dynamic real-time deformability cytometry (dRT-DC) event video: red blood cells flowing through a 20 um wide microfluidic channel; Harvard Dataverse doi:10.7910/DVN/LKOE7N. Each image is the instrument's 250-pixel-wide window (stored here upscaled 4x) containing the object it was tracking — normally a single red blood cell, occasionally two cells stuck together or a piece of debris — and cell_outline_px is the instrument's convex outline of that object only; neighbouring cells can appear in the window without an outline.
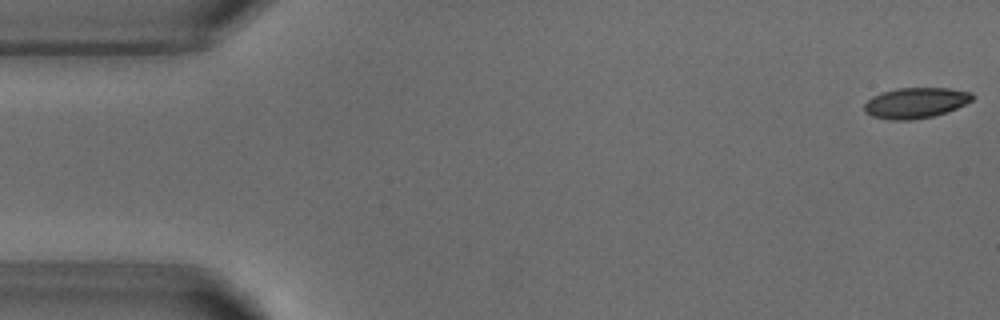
{"species": "common noctule bat (a hibernating species)", "species_latin": "Nyctalus noctula", "temperature_condition": "warm", "stored_images_in_passage": 49, "camera_frame_rate_fps": 3000, "um_per_image_px": 0.085, "animal": {"sex": "male", "body_mass_g": 18.8}, "frame": {"image": 1, "passage_image": 1, "time_ms": 0.0, "image_size_px": [1000, 320], "cell_outline_px": [[976, 96], [972, 100], [956, 108], [932, 116], [912, 120], [888, 120], [872, 116], [864, 112], [864, 104], [872, 96], [896, 88], [948, 88], [972, 92]], "centroid_in_image_um": [77.82, 8.74], "position_along_channel_um": 7.2, "area_um2": 19.25}}
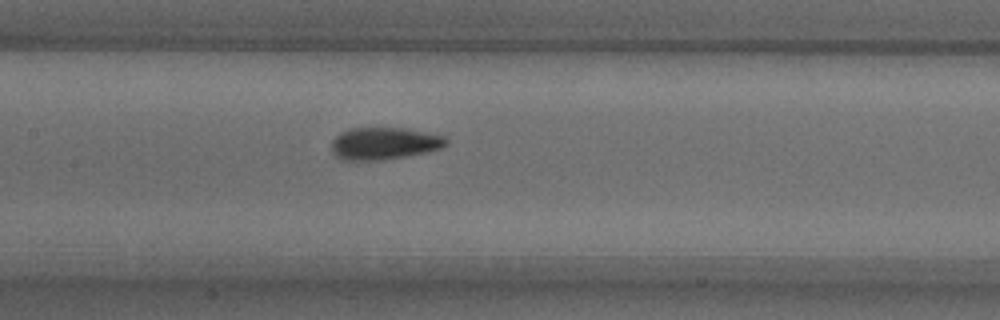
{"frame": {"image": 2, "passage_image": 24, "time_ms": 7.667, "image_size_px": [1000, 320], "cell_outline_px": [[448, 144], [444, 148], [384, 160], [340, 160], [332, 152], [332, 140], [340, 132], [348, 128], [408, 128], [444, 136], [448, 140]], "centroid_in_image_um": [32.65, 12.19], "position_along_channel_um": 174.8, "area_um2": 21.68}}
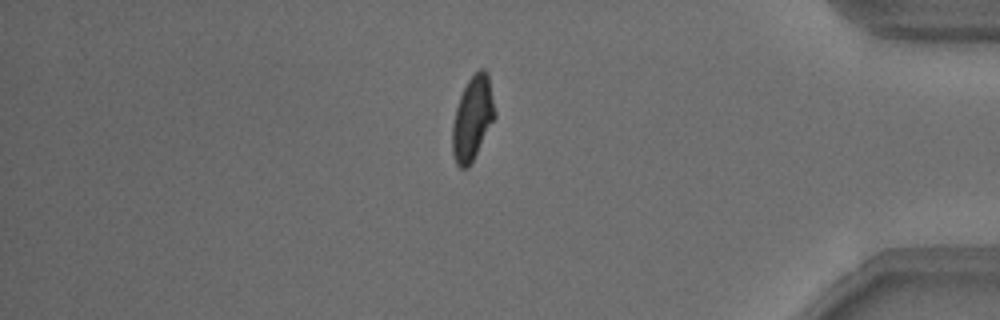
{"frame": {"image": 3, "passage_image": 44, "time_ms": 14.333, "image_size_px": [1000, 320], "cell_outline_px": [[496, 116], [468, 168], [460, 168], [456, 164], [452, 152], [452, 124], [456, 108], [460, 96], [468, 80], [480, 68], [484, 68], [488, 72], [496, 112]], "centroid_in_image_um": [40.17, 10.04], "position_along_channel_um": 395.0, "area_um2": 20.69}, "authors_computed_cell_mechanics": {"area_um2": 20.6924, "velocity_mm_per_s": 3.8189, "shape_relaxation_time_tau1_ms": 3.6833, "shape_relaxation_time_tau2_ms": 1.5204, "deformation_change_tau1": 0.1572, "deformation_change_tau2": 0.0735}}